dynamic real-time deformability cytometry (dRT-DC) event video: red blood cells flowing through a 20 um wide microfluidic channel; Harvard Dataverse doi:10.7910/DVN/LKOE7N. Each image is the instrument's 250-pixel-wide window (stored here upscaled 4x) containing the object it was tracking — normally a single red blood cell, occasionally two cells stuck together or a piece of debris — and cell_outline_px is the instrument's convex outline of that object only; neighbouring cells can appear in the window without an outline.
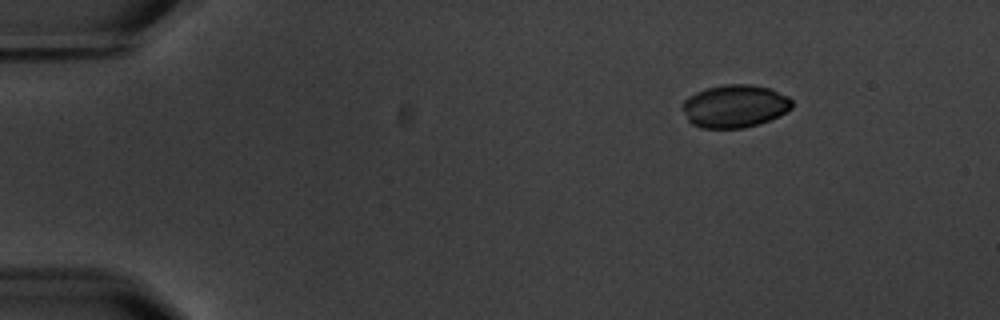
{"species": "common noctule bat (a hibernating species)", "species_latin": "Nyctalus noctula", "temperature_condition": "warm", "stored_images_in_passage": 4, "camera_frame_rate_fps": 3000, "um_per_image_px": 0.085, "animal": {"sex": "male", "body_mass_g": 20.1, "forearm_length_mm": 53.5}, "frame": {"image": 1, "passage_image": 1, "time_ms": 0.0, "image_size_px": [1000, 320], "cell_outline_px": [[792, 108], [788, 112], [780, 116], [760, 124], [744, 128], [700, 128], [692, 124], [688, 120], [680, 104], [688, 96], [696, 92], [708, 88], [724, 84], [748, 84], [768, 88], [788, 96], [792, 100]], "centroid_in_image_um": [62.46, 9.03], "position_along_channel_um": 22.5, "area_um2": 27.57}}